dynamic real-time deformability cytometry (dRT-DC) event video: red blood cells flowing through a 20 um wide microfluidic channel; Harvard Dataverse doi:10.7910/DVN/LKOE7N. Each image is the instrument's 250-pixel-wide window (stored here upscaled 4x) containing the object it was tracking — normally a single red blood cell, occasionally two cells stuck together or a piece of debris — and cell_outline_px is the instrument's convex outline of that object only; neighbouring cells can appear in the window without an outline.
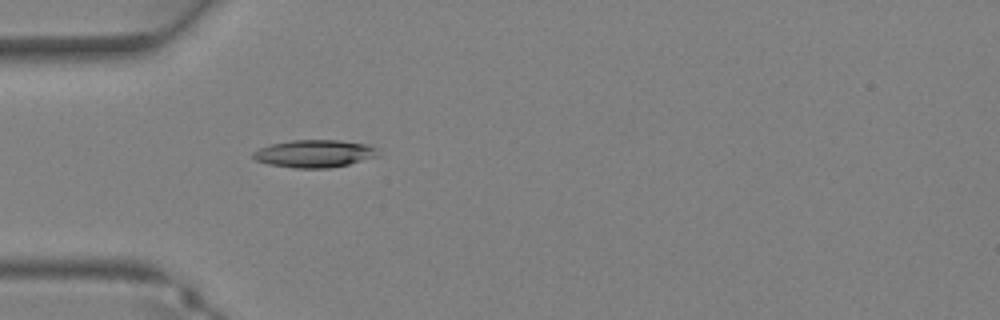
{"species": "Egyptian fruit bat (a non-hibernating species)", "species_latin": "Rousettus aegyptiacus", "temperature_condition": "warm", "stored_images_in_passage": 34, "camera_frame_rate_fps": 3000, "um_per_image_px": 0.085, "animal": {"sex": "female"}, "frame": {"image": 1, "passage_image": 9, "time_ms": 2.667, "image_size_px": [1000, 320], "cell_outline_px": [[380, 156], [348, 164], [328, 168], [296, 168], [268, 164], [256, 160], [252, 156], [252, 152], [260, 148], [272, 144], [292, 140], [340, 140], [368, 144], [376, 148]], "centroid_in_image_um": [26.75, 13.05], "position_along_channel_um": 58.2, "area_um2": 20.06}}
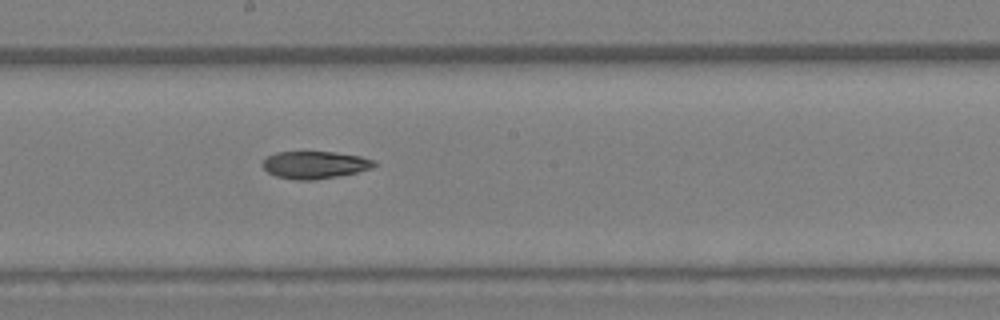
{"frame": {"image": 2, "passage_image": 18, "time_ms": 5.667, "image_size_px": [1000, 320], "cell_outline_px": [[376, 164], [372, 168], [356, 172], [336, 176], [312, 180], [296, 180], [276, 176], [268, 172], [260, 164], [268, 156], [276, 152], [336, 152], [360, 156], [376, 160]], "centroid_in_image_um": [26.75, 14.0], "position_along_channel_um": 221.4, "area_um2": 17.74}}
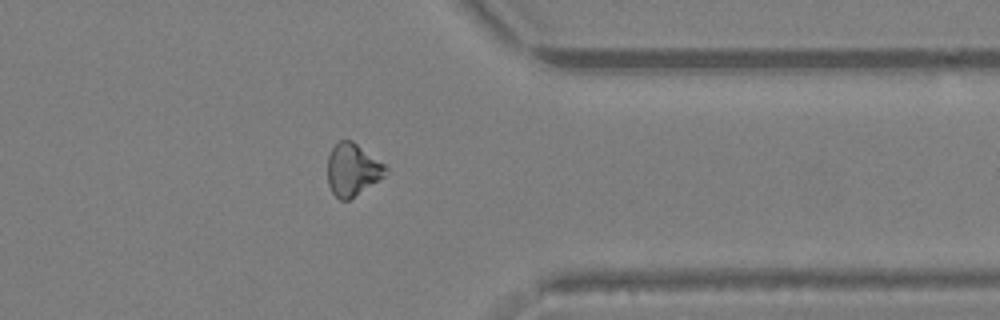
{"frame": {"image": 3, "passage_image": 27, "time_ms": 8.667, "image_size_px": [1000, 320], "cell_outline_px": [[388, 172], [384, 176], [348, 200], [340, 200], [332, 192], [328, 184], [328, 156], [332, 148], [340, 140], [352, 140], [384, 164], [388, 168]], "centroid_in_image_um": [29.95, 14.41], "position_along_channel_um": 381.4, "area_um2": 17.46}}